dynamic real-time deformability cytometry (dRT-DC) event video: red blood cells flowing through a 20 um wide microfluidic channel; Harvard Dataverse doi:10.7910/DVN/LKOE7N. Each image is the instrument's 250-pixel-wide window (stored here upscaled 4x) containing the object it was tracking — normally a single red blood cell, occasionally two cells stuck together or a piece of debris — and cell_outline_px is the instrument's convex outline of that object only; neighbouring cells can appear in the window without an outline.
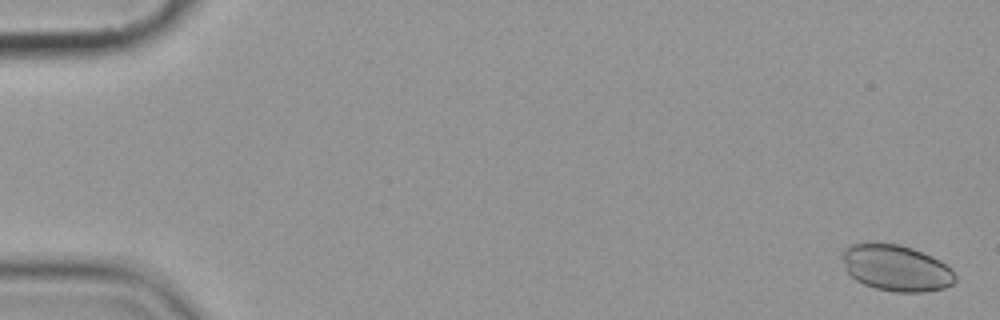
{"species": "common noctule bat (a hibernating species)", "species_latin": "Nyctalus noctula", "temperature_condition": "cold", "stored_images_in_passage": 5, "camera_frame_rate_fps": 3000, "um_per_image_px": 0.085, "animal": {"sex": "female", "body_mass_g": 19.9}, "frame": {"image": 1, "passage_image": 1, "time_ms": 0.0, "image_size_px": [1000, 320], "cell_outline_px": [[956, 280], [952, 284], [944, 288], [924, 292], [896, 292], [876, 288], [864, 284], [856, 280], [848, 272], [844, 260], [844, 248], [852, 244], [896, 244], [912, 248], [932, 256], [940, 260], [952, 268], [956, 276]], "centroid_in_image_um": [76.25, 22.8], "position_along_channel_um": 8.8, "area_um2": 30.0}}